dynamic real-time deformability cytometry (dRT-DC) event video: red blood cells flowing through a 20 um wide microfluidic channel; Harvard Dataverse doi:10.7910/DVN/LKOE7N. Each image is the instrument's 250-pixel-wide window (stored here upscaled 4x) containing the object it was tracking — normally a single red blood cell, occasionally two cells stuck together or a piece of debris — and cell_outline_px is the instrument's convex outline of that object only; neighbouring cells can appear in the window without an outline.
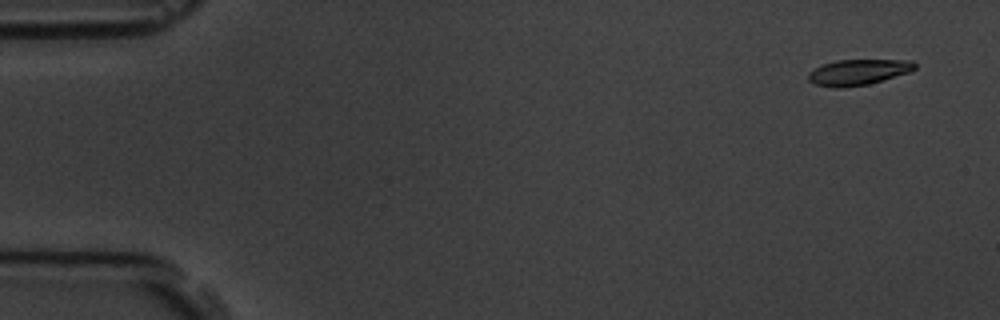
{"species": "common noctule bat (a hibernating species)", "species_latin": "Nyctalus noctula", "temperature_condition": "room temperature", "stored_images_in_passage": 4, "camera_frame_rate_fps": 3000, "um_per_image_px": 0.085, "animal": {"sex": "male", "body_mass_g": 19.5, "forearm_length_mm": 54.6}, "frame": {"image": 1, "passage_image": 1, "time_ms": 0.0, "image_size_px": [1000, 320], "cell_outline_px": [[916, 68], [908, 72], [868, 84], [844, 88], [836, 88], [812, 84], [808, 80], [808, 72], [824, 64], [836, 60], [912, 60], [916, 64]], "centroid_in_image_um": [72.91, 6.14], "position_along_channel_um": 12.1, "area_um2": 15.9}}
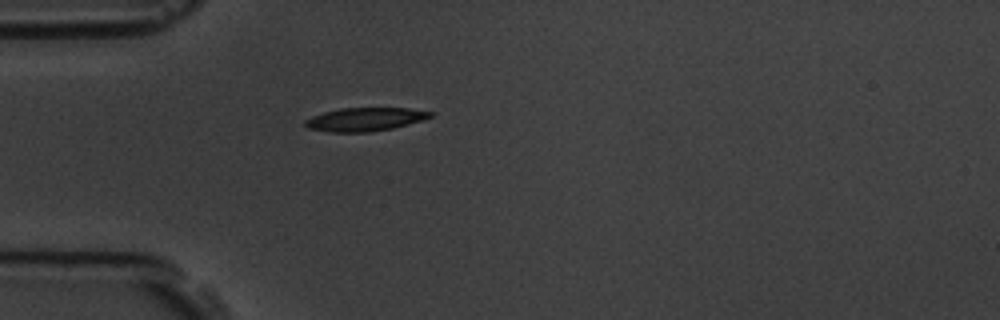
{"frame": {"image": 2, "passage_image": 4, "time_ms": 4.333, "image_size_px": [1000, 320], "cell_outline_px": [[436, 112], [432, 116], [408, 124], [392, 128], [368, 132], [328, 132], [308, 128], [304, 124], [304, 120], [312, 116], [324, 112], [340, 108], [408, 108]], "centroid_in_image_um": [31.0, 10.14], "position_along_channel_um": 54.0, "area_um2": 17.05}}